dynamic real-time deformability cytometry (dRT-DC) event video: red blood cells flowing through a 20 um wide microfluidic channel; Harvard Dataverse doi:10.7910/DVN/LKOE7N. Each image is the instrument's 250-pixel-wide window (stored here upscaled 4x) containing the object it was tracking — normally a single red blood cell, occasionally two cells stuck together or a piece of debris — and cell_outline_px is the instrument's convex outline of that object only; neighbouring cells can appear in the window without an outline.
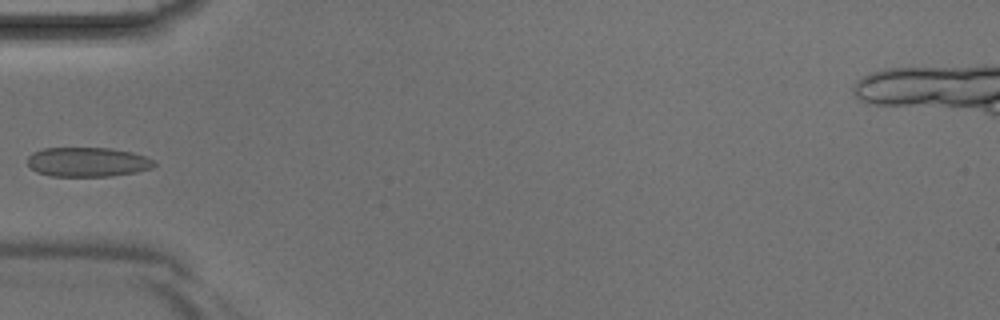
{"species": "Egyptian fruit bat (a non-hibernating species)", "species_latin": "Rousettus aegyptiacus", "temperature_condition": "room temperature", "stored_images_in_passage": 4, "camera_frame_rate_fps": 3000, "um_per_image_px": 0.085, "animal": {"sex": "male"}, "frame": {"image": 1, "passage_image": 4, "time_ms": 1.0, "image_size_px": [1000, 320], "cell_outline_px": [[156, 164], [152, 168], [136, 172], [112, 176], [52, 176], [36, 172], [28, 164], [28, 156], [32, 152], [44, 148], [112, 148], [132, 152], [144, 156], [152, 160]], "centroid_in_image_um": [7.44, 13.77], "position_along_channel_um": 77.6, "area_um2": 21.73}}